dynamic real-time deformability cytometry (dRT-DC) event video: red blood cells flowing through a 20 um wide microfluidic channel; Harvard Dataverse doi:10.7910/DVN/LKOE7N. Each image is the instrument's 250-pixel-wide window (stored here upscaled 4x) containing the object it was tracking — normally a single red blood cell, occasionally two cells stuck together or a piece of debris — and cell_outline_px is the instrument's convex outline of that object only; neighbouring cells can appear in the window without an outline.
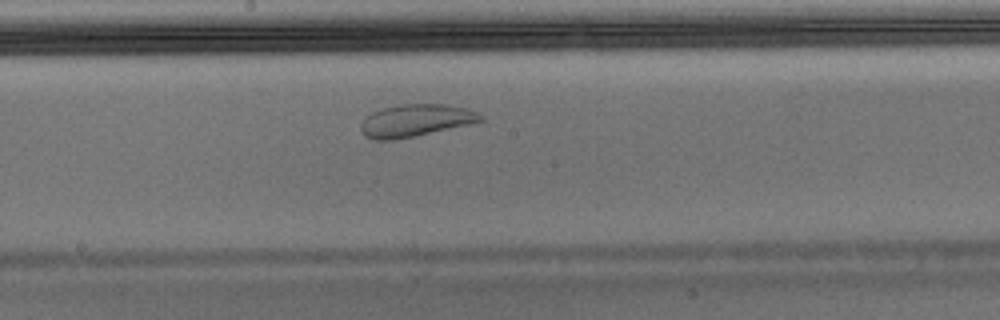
{"species": "Egyptian fruit bat (a non-hibernating species)", "species_latin": "Rousettus aegyptiacus", "temperature_condition": "warm", "stored_images_in_passage": 38, "camera_frame_rate_fps": 3000, "um_per_image_px": 0.085, "animal": {"sex": "male"}, "frame": {"image": 1, "passage_image": 17, "time_ms": 5.333, "image_size_px": [1000, 320], "cell_outline_px": [[484, 120], [472, 124], [392, 140], [376, 140], [364, 136], [360, 128], [360, 124], [372, 112], [384, 108], [404, 104], [444, 104], [468, 108], [484, 116]], "centroid_in_image_um": [35.36, 10.24], "position_along_channel_um": 212.8, "area_um2": 22.37}}